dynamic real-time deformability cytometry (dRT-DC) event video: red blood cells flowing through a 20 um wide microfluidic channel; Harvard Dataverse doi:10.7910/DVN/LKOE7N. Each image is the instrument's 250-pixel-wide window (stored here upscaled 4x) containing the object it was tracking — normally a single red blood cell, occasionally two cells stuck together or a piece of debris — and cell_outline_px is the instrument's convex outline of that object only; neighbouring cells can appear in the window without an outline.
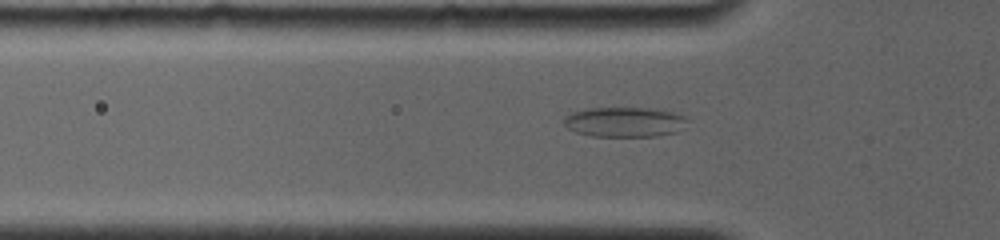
{"species": "common noctule bat (a hibernating species)", "species_latin": "Nyctalus noctula", "temperature_condition": "room temperature", "stored_images_in_passage": 44, "camera_frame_rate_fps": 4000, "um_per_image_px": 0.085, "animal": {"sex": "female", "body_mass_g": 19.0, "forearm_length_mm": 56.7}, "frame": {"image": 1, "passage_image": 21, "time_ms": 3.25, "image_size_px": [1000, 240], "cell_outline_px": [[688, 120], [676, 132], [656, 136], [592, 136], [576, 132], [568, 128], [564, 124], [564, 120], [572, 112], [584, 108], [644, 108], [672, 112], [684, 116]], "centroid_in_image_um": [53.05, 10.37], "position_along_channel_um": 72.7, "area_um2": 21.21}}
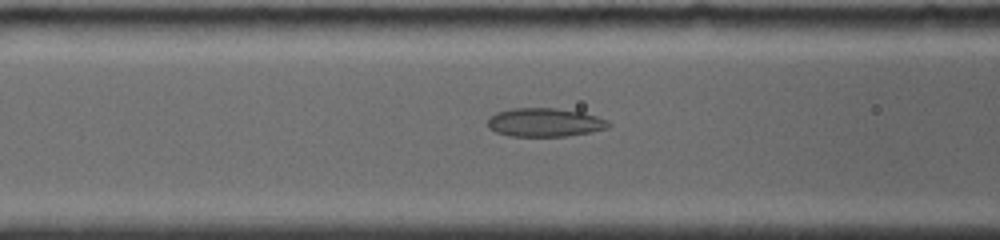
{"frame": {"image": 2, "passage_image": 30, "time_ms": 4.5, "image_size_px": [1000, 240], "cell_outline_px": [[612, 124], [608, 128], [592, 132], [564, 136], [508, 136], [496, 132], [488, 128], [488, 120], [496, 112], [512, 108], [556, 108], [584, 112], [608, 120]], "centroid_in_image_um": [46.33, 10.4], "position_along_channel_um": 120.3, "area_um2": 20.29}}
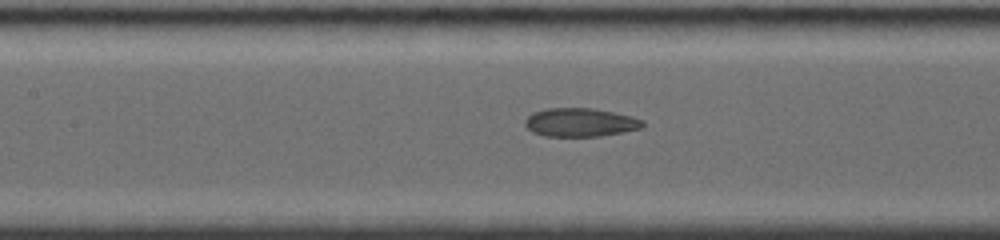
{"frame": {"image": 3, "passage_image": 37, "time_ms": 5.5, "image_size_px": [1000, 240], "cell_outline_px": [[644, 128], [624, 132], [600, 136], [544, 136], [532, 132], [524, 124], [524, 120], [528, 116], [536, 112], [548, 108], [592, 108], [632, 116], [644, 120]], "centroid_in_image_um": [49.36, 10.41], "position_along_channel_um": 158.0, "area_um2": 19.59}}